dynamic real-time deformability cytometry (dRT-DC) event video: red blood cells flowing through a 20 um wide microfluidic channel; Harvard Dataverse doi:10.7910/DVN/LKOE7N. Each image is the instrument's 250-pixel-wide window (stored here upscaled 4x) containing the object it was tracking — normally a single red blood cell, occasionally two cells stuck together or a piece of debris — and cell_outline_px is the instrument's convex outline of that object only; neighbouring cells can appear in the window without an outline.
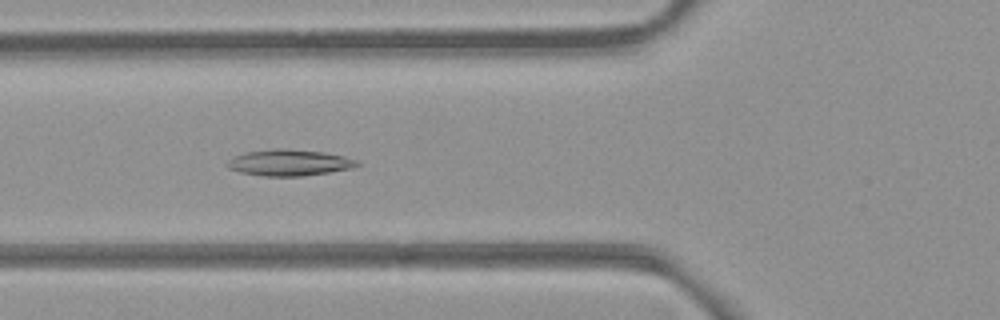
{"species": "common noctule bat (a hibernating species)", "species_latin": "Nyctalus noctula", "temperature_condition": "room temperature", "stored_images_in_passage": 7, "camera_frame_rate_fps": 3000, "um_per_image_px": 0.085, "animal": {"sex": "female", "body_mass_g": 21.9}, "frame": {"image": 1, "passage_image": 5, "time_ms": 1.333, "image_size_px": [1000, 320], "cell_outline_px": [[360, 164], [352, 168], [328, 172], [300, 176], [264, 176], [240, 172], [228, 168], [224, 164], [228, 160], [236, 156], [248, 152], [280, 148], [288, 148], [324, 152], [344, 156], [356, 160]], "centroid_in_image_um": [24.58, 13.82], "position_along_channel_um": 101.2, "area_um2": 19.71}}
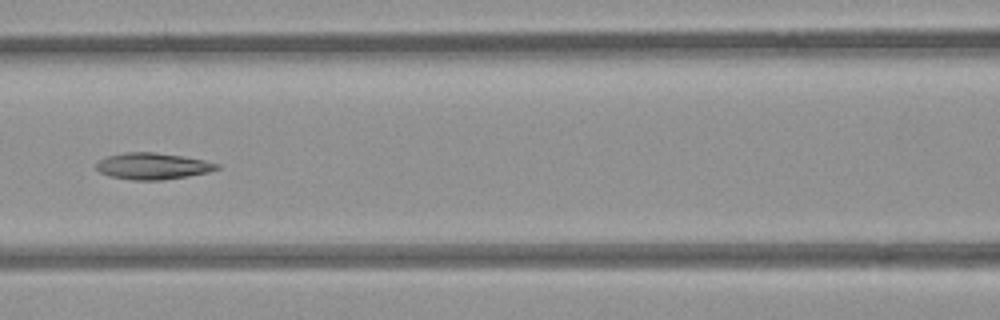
{"frame": {"image": 2, "passage_image": 6, "time_ms": 1.667, "image_size_px": [1000, 320], "cell_outline_px": [[220, 168], [208, 172], [188, 176], [164, 180], [132, 180], [108, 176], [100, 172], [96, 168], [96, 164], [100, 160], [108, 156], [124, 152], [152, 152], [180, 156], [204, 160], [220, 164]], "centroid_in_image_um": [12.97, 14.13], "position_along_channel_um": 153.6, "area_um2": 18.55}}
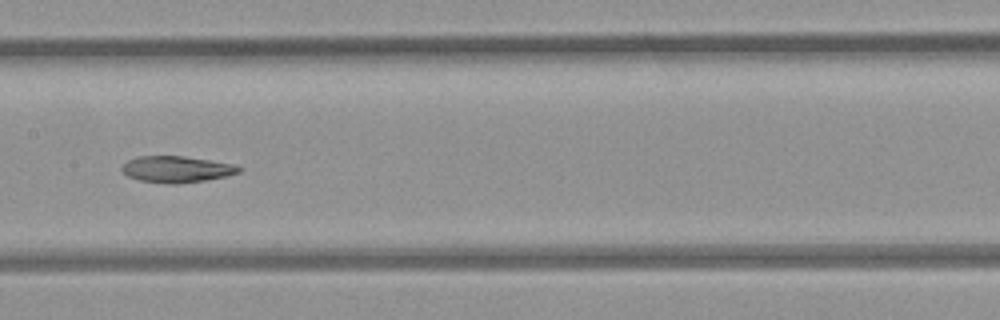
{"frame": {"image": 3, "passage_image": 7, "time_ms": 2.0, "image_size_px": [1000, 320], "cell_outline_px": [[244, 168], [240, 172], [224, 176], [204, 180], [176, 184], [168, 184], [140, 180], [128, 176], [120, 168], [128, 160], [136, 156], [184, 156], [232, 164]], "centroid_in_image_um": [14.99, 14.38], "position_along_channel_um": 192.4, "area_um2": 17.8}}